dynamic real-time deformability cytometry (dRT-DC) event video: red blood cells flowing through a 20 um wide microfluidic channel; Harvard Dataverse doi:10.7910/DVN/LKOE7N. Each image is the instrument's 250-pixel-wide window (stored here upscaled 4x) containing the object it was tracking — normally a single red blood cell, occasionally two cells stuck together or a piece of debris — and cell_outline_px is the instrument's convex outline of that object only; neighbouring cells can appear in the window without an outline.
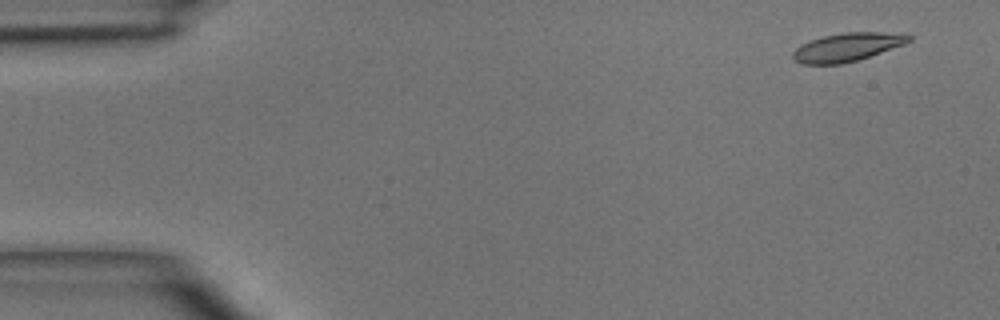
{"species": "common noctule bat (a hibernating species)", "species_latin": "Nyctalus noctula", "temperature_condition": "room temperature", "stored_images_in_passage": 4, "segment_of_instrument_passage": [1, 2], "camera_frame_rate_fps": 3000, "um_per_image_px": 0.085, "animal": {"sex": "male", "body_mass_g": 15.6}, "frame": {"image": 1, "passage_image": 1, "time_ms": 0.0, "image_size_px": [1000, 320], "cell_outline_px": [[912, 40], [904, 44], [856, 60], [840, 64], [804, 64], [796, 60], [792, 56], [792, 52], [800, 44], [824, 36], [844, 32], [908, 32], [912, 36]], "centroid_in_image_um": [72.06, 3.98], "position_along_channel_um": 12.9, "area_um2": 19.13}}
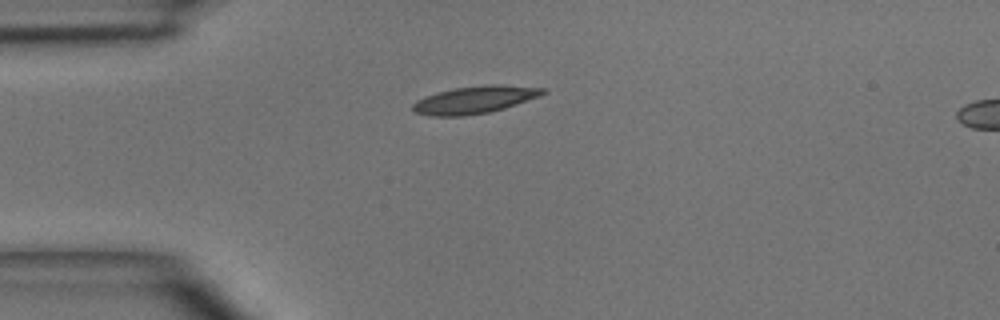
{"frame": {"image": 2, "passage_image": 3, "time_ms": 3.0, "image_size_px": [1000, 320], "cell_outline_px": [[548, 92], [540, 96], [504, 108], [488, 112], [460, 116], [432, 116], [416, 112], [412, 108], [412, 104], [416, 100], [424, 96], [436, 92], [452, 88], [484, 84], [504, 84], [544, 88]], "centroid_in_image_um": [40.35, 8.45], "position_along_channel_um": 44.6, "area_um2": 20.92}}